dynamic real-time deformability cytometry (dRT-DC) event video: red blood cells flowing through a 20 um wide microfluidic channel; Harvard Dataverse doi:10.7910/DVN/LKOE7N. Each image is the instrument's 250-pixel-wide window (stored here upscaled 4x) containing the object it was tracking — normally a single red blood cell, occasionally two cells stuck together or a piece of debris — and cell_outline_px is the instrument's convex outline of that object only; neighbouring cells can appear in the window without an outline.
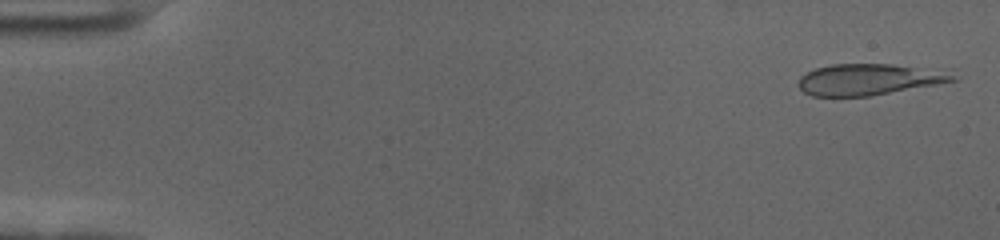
{"species": "human", "species_latin": "Homo sapiens", "temperature_condition": "cold", "stored_images_in_passage": 57, "camera_frame_rate_fps": 3000, "um_per_image_px": 0.085, "donor": {"sex": "female"}, "frame": {"image": 1, "passage_image": 2, "time_ms": 0.333, "image_size_px": [1000, 240], "cell_outline_px": [[960, 76], [956, 80], [936, 84], [868, 96], [812, 96], [804, 92], [796, 84], [800, 76], [804, 72], [816, 68], [832, 64], [892, 64]], "centroid_in_image_um": [73.68, 6.76], "position_along_channel_um": 11.3, "area_um2": 27.4}}
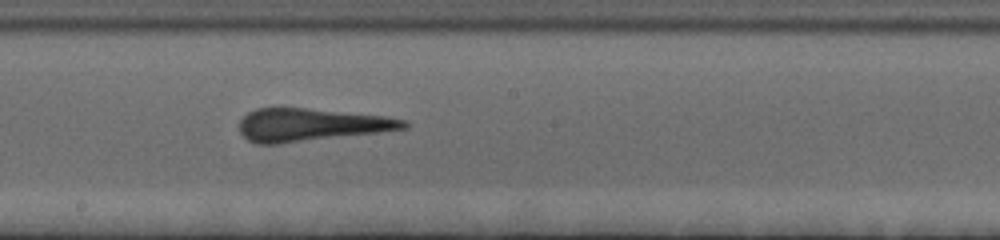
{"frame": {"image": 2, "passage_image": 32, "time_ms": 10.333, "image_size_px": [1000, 240], "cell_outline_px": [[408, 128], [376, 132], [276, 144], [256, 144], [248, 140], [240, 132], [240, 120], [248, 112], [256, 108], [304, 108], [388, 116], [408, 120]], "centroid_in_image_um": [26.43, 10.6], "position_along_channel_um": 221.8, "area_um2": 31.1}}
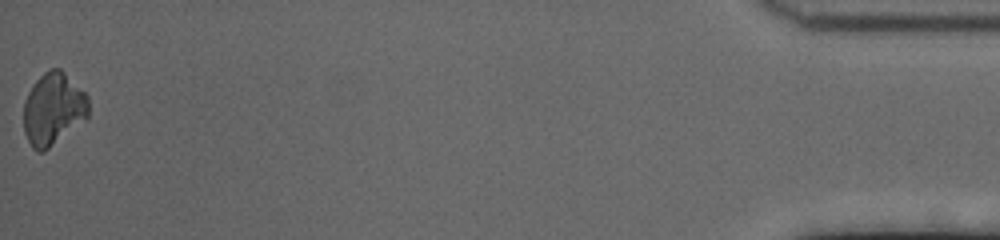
{"frame": {"image": 3, "passage_image": 57, "time_ms": 18.667, "image_size_px": [1000, 240], "cell_outline_px": [[88, 120], [44, 152], [36, 152], [32, 148], [24, 132], [24, 100], [32, 84], [48, 68], [60, 68], [88, 96]], "centroid_in_image_um": [4.53, 9.29], "position_along_channel_um": 430.7, "area_um2": 27.86}}